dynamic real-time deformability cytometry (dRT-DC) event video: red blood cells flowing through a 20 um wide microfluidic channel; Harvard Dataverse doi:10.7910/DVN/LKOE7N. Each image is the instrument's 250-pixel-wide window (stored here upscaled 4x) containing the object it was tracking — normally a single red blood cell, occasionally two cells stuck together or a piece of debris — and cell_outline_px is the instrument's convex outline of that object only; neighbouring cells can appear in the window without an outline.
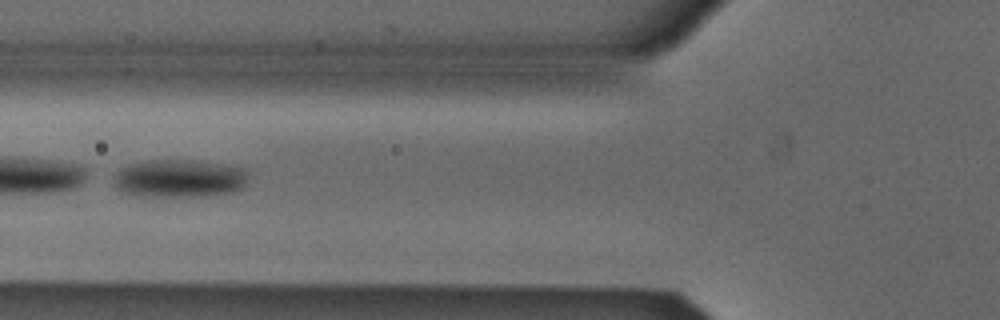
{"species": "Egyptian fruit bat (a non-hibernating species)", "species_latin": "Rousettus aegyptiacus", "temperature_condition": "cold", "stored_images_in_passage": 23, "camera_frame_rate_fps": 3000, "um_per_image_px": 0.085, "animal": {"sex": "male"}, "frame": {"image": 1, "passage_image": 7, "time_ms": 2.0, "image_size_px": [1000, 320], "cell_outline_px": [[248, 180], [244, 188], [232, 192], [208, 196], [136, 196], [120, 192], [112, 188], [112, 172], [128, 164], [144, 160], [192, 160], [228, 164], [248, 168]], "centroid_in_image_um": [15.2, 15.16], "position_along_channel_um": 110.6, "area_um2": 31.04}}
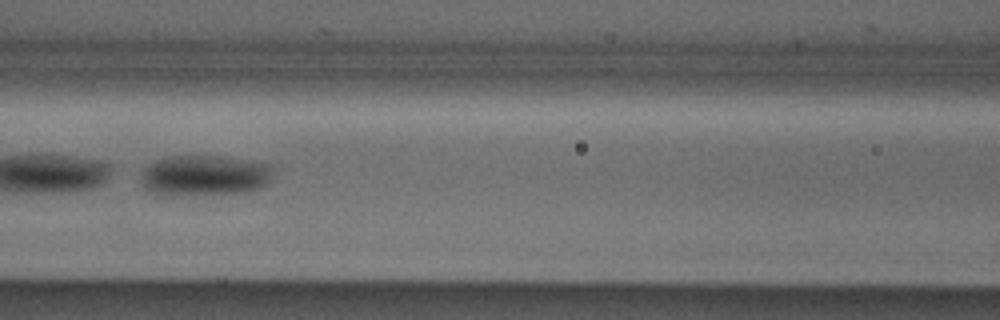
{"frame": {"image": 2, "passage_image": 10, "time_ms": 3.0, "image_size_px": [1000, 320], "cell_outline_px": [[272, 168], [268, 184], [260, 188], [244, 192], [172, 196], [168, 196], [148, 192], [140, 184], [140, 172], [148, 164], [156, 160], [168, 156], [220, 156], [272, 164]], "centroid_in_image_um": [17.3, 14.92], "position_along_channel_um": 149.3, "area_um2": 31.79}}